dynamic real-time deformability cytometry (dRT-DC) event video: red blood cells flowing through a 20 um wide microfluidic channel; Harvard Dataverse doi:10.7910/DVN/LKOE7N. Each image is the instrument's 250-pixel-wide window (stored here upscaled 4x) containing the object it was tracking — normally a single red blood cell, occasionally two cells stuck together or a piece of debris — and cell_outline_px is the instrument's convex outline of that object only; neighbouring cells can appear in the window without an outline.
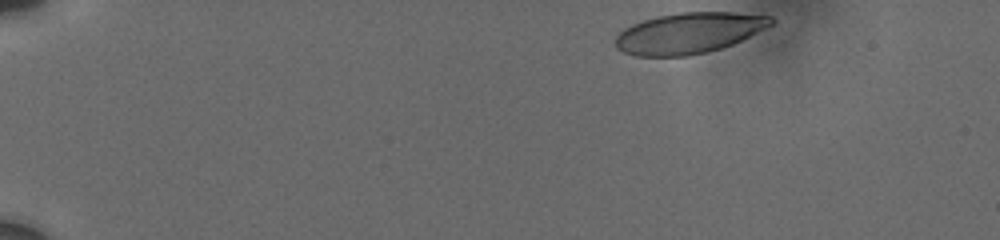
{"species": "human", "species_latin": "Homo sapiens", "temperature_condition": "cold", "stored_images_in_passage": 8, "camera_frame_rate_fps": 3000, "um_per_image_px": 0.085, "donor": {"sex": "male"}, "frame": {"image": 1, "passage_image": 1, "time_ms": 0.0, "image_size_px": [1000, 240], "cell_outline_px": [[776, 24], [732, 44], [708, 52], [688, 56], [636, 56], [624, 52], [616, 48], [616, 36], [624, 28], [632, 24], [656, 16], [680, 12], [736, 12], [772, 16], [776, 20]], "centroid_in_image_um": [58.6, 2.8], "position_along_channel_um": 26.4, "area_um2": 37.28}}
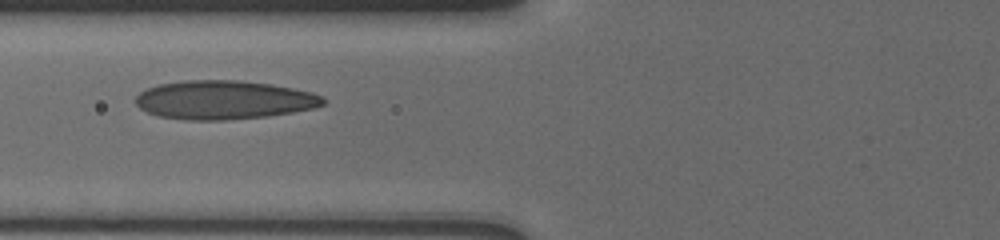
{"frame": {"image": 2, "passage_image": 7, "time_ms": 5.333, "image_size_px": [1000, 240], "cell_outline_px": [[324, 104], [312, 108], [292, 112], [268, 116], [224, 120], [188, 120], [160, 116], [148, 112], [140, 108], [136, 104], [136, 96], [140, 92], [148, 88], [160, 84], [184, 80], [240, 80], [272, 84], [312, 92], [320, 96], [324, 100]], "centroid_in_image_um": [19.02, 8.49], "position_along_channel_um": 106.8, "area_um2": 42.14}}
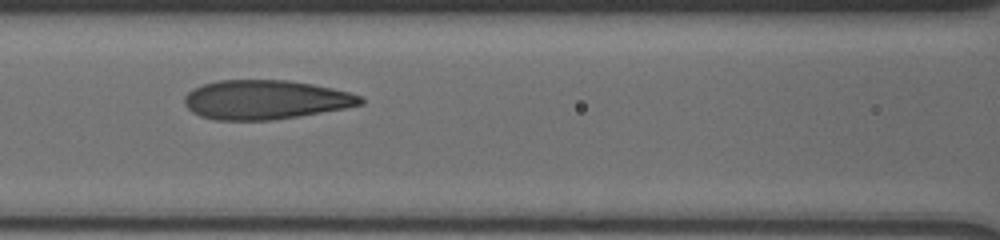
{"frame": {"image": 3, "passage_image": 8, "time_ms": 6.333, "image_size_px": [1000, 240], "cell_outline_px": [[364, 104], [344, 108], [296, 116], [268, 120], [216, 120], [200, 116], [192, 112], [184, 104], [184, 96], [192, 88], [204, 84], [220, 80], [288, 80], [312, 84], [332, 88], [348, 92], [360, 96], [364, 100]], "centroid_in_image_um": [22.52, 8.47], "position_along_channel_um": 144.1, "area_um2": 40.0}}